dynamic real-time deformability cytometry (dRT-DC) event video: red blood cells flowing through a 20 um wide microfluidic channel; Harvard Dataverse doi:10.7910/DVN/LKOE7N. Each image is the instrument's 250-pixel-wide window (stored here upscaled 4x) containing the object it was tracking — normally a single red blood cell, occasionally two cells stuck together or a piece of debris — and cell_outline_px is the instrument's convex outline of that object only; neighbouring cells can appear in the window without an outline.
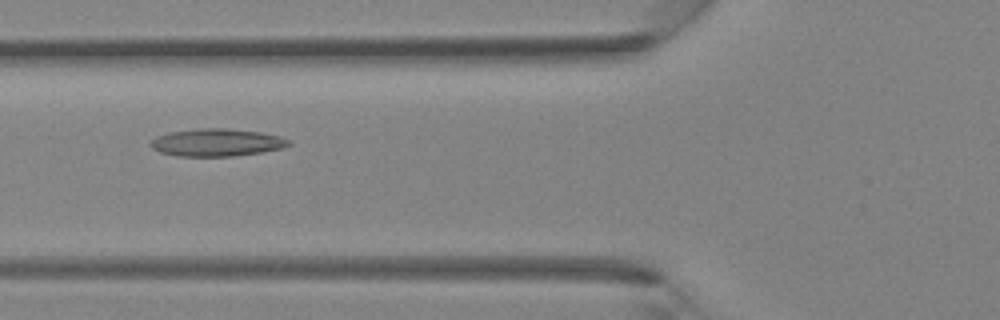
{"species": "Egyptian fruit bat (a non-hibernating species)", "species_latin": "Rousettus aegyptiacus", "temperature_condition": "room temperature", "stored_images_in_passage": 37, "camera_frame_rate_fps": 3000, "um_per_image_px": 0.085, "animal": {"sex": "female"}, "frame": {"image": 1, "passage_image": 16, "time_ms": 5.0, "image_size_px": [1000, 320], "cell_outline_px": [[292, 144], [284, 148], [264, 152], [232, 156], [176, 156], [160, 152], [152, 148], [148, 144], [156, 136], [168, 132], [200, 128], [228, 128], [260, 132], [280, 136], [288, 140]], "centroid_in_image_um": [18.42, 12.11], "position_along_channel_um": 107.4, "area_um2": 22.37}}
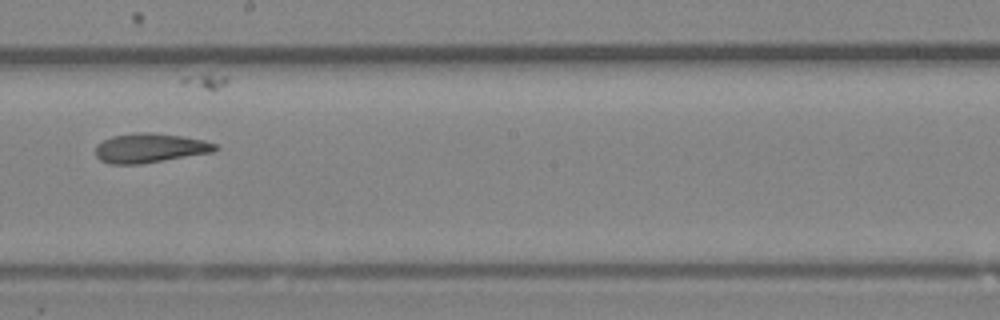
{"frame": {"image": 2, "passage_image": 24, "time_ms": 7.667, "image_size_px": [1000, 320], "cell_outline_px": [[220, 148], [212, 152], [140, 164], [108, 164], [100, 160], [96, 156], [96, 144], [112, 136], [136, 132], [148, 132], [184, 136], [204, 140], [216, 144]], "centroid_in_image_um": [12.73, 12.58], "position_along_channel_um": 235.5, "area_um2": 20.52}}
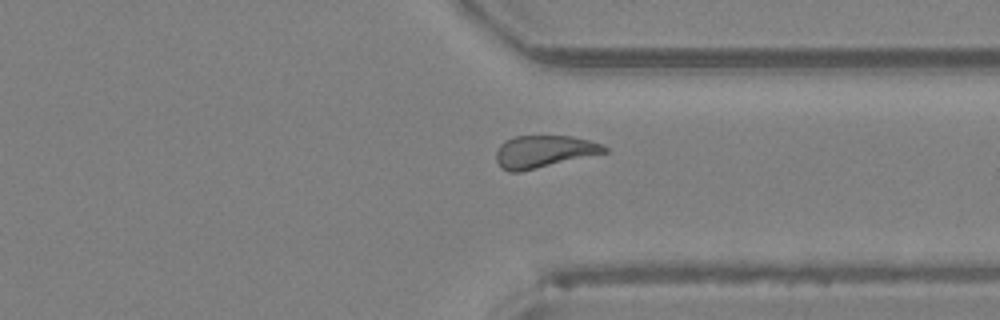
{"frame": {"image": 3, "passage_image": 32, "time_ms": 10.333, "image_size_px": [1000, 320], "cell_outline_px": [[608, 152], [520, 172], [508, 172], [500, 168], [496, 160], [496, 152], [500, 144], [504, 140], [516, 136], [572, 136], [604, 144], [608, 148]], "centroid_in_image_um": [46.22, 12.88], "position_along_channel_um": 365.2, "area_um2": 20.52}}